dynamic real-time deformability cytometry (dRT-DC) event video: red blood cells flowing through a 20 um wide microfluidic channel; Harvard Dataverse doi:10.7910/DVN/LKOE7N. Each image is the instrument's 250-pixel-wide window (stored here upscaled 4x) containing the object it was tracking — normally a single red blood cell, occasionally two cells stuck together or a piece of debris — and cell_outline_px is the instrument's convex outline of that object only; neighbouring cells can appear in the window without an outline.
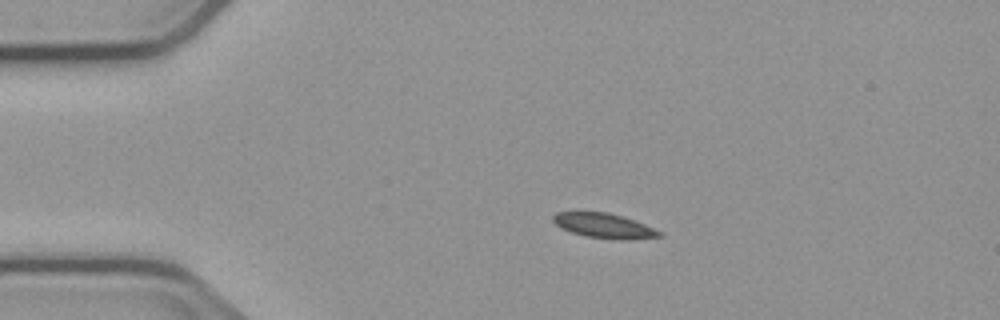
{"species": "common noctule bat (a hibernating species)", "species_latin": "Nyctalus noctula", "temperature_condition": "cold", "stored_images_in_passage": 8, "camera_frame_rate_fps": 3000, "um_per_image_px": 0.085, "animal": {"sex": "male", "body_mass_g": 23.1, "forearm_length_mm": 52.7}, "frame": {"image": 1, "passage_image": 3, "time_ms": 2.333, "image_size_px": [1000, 320], "cell_outline_px": [[660, 236], [628, 240], [620, 240], [584, 236], [560, 228], [552, 220], [552, 216], [556, 212], [608, 212], [624, 216], [644, 224], [660, 232]], "centroid_in_image_um": [51.29, 19.18], "position_along_channel_um": 33.7, "area_um2": 15.26}}
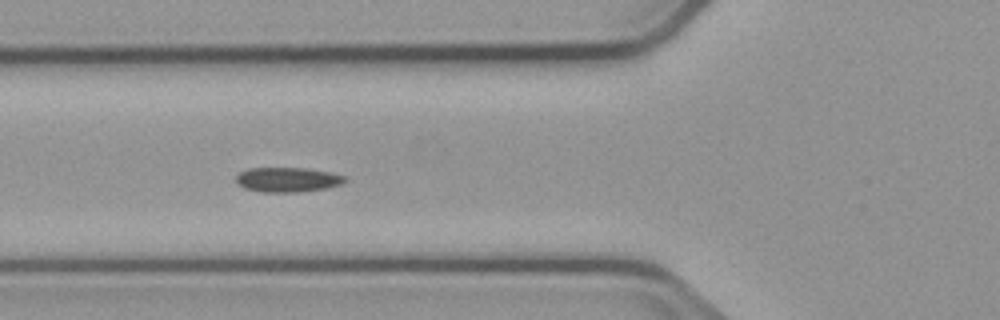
{"frame": {"image": 2, "passage_image": 5, "time_ms": 5.333, "image_size_px": [1000, 320], "cell_outline_px": [[348, 180], [340, 184], [328, 188], [300, 192], [260, 192], [244, 188], [236, 184], [236, 176], [240, 172], [248, 168], [308, 168], [332, 172], [348, 176]], "centroid_in_image_um": [24.47, 15.27], "position_along_channel_um": 101.3, "area_um2": 16.01}}
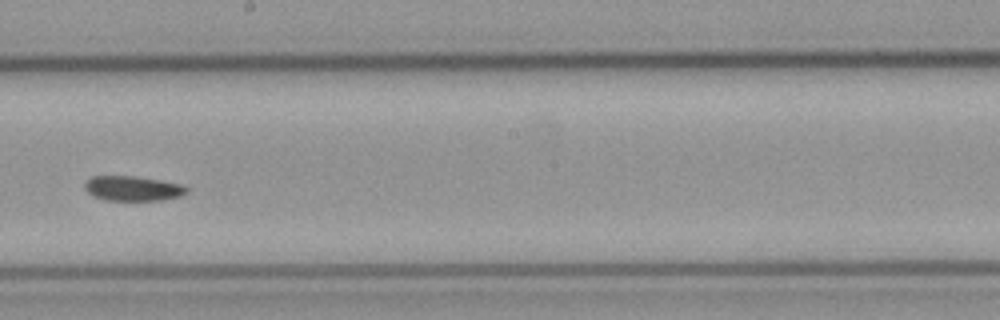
{"frame": {"image": 3, "passage_image": 8, "time_ms": 9.0, "image_size_px": [1000, 320], "cell_outline_px": [[188, 192], [180, 196], [160, 200], [104, 200], [92, 196], [84, 188], [84, 184], [92, 176], [132, 176], [160, 180], [180, 184], [188, 188]], "centroid_in_image_um": [11.26, 16.02], "position_along_channel_um": 236.9, "area_um2": 14.68}}